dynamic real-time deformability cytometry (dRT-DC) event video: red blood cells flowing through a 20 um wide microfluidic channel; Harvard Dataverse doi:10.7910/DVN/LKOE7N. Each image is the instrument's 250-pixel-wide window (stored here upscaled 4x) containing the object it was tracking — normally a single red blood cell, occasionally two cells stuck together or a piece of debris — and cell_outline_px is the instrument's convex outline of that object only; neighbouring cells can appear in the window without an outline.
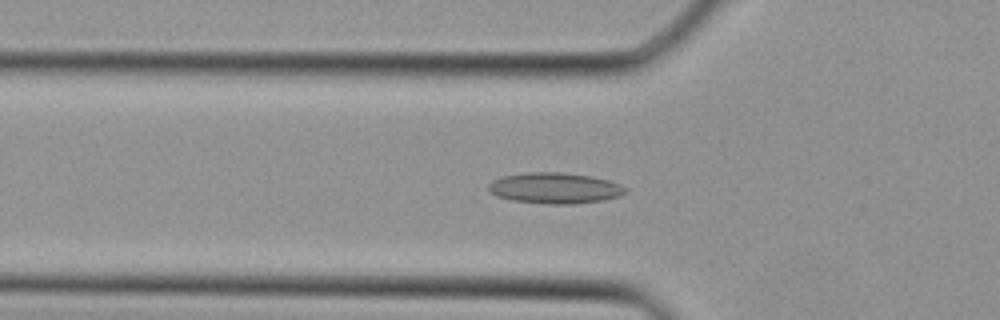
{"species": "Egyptian fruit bat (a non-hibernating species)", "species_latin": "Rousettus aegyptiacus", "temperature_condition": "cold", "stored_images_in_passage": 29, "camera_frame_rate_fps": 3000, "um_per_image_px": 0.085, "animal": {"sex": "female"}, "frame": {"image": 1, "passage_image": 11, "time_ms": 3.333, "image_size_px": [1000, 320], "cell_outline_px": [[624, 192], [620, 196], [604, 200], [572, 204], [544, 204], [512, 200], [496, 196], [488, 188], [488, 184], [492, 180], [500, 176], [528, 172], [560, 172], [592, 176], [608, 180], [620, 184], [624, 188]], "centroid_in_image_um": [47.12, 15.98], "position_along_channel_um": 78.7, "area_um2": 24.68}}
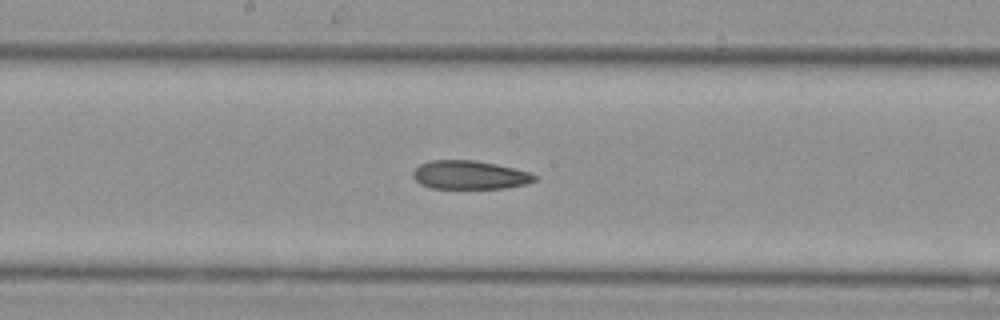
{"frame": {"image": 2, "passage_image": 18, "time_ms": 5.667, "image_size_px": [1000, 320], "cell_outline_px": [[540, 176], [536, 180], [528, 184], [504, 188], [432, 188], [420, 184], [412, 176], [412, 172], [420, 164], [428, 160], [476, 160], [496, 164], [532, 172]], "centroid_in_image_um": [39.97, 14.86], "position_along_channel_um": 208.2, "area_um2": 20.52}}
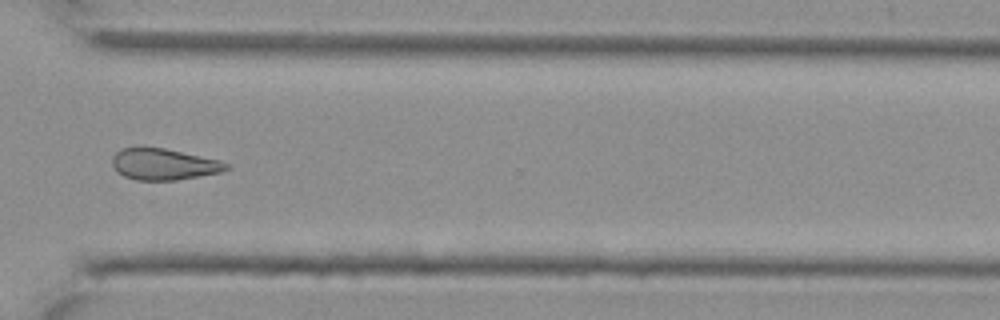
{"frame": {"image": 3, "passage_image": 26, "time_ms": 8.333, "image_size_px": [1000, 320], "cell_outline_px": [[228, 168], [220, 172], [176, 180], [136, 180], [124, 176], [116, 172], [112, 164], [112, 156], [120, 148], [164, 148], [220, 160], [228, 164]], "centroid_in_image_um": [13.88, 13.96], "position_along_channel_um": 356.7, "area_um2": 20.63}}